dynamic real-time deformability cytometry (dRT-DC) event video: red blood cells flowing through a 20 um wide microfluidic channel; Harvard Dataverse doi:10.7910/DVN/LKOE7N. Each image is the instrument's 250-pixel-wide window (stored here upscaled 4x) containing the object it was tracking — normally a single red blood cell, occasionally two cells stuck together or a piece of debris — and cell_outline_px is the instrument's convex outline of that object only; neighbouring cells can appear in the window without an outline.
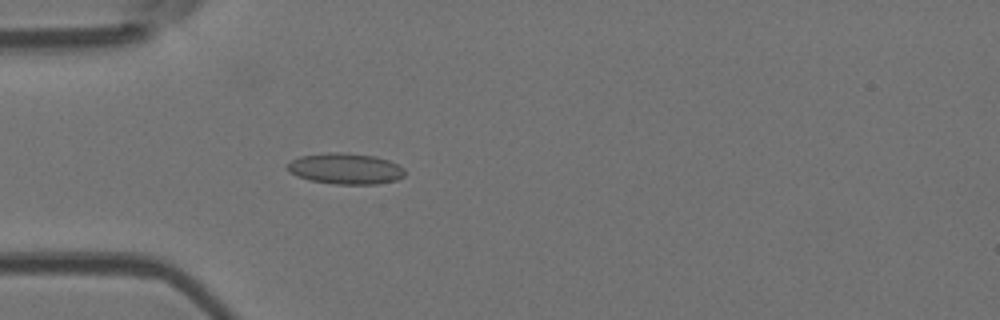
{"species": "Egyptian fruit bat (a non-hibernating species)", "species_latin": "Rousettus aegyptiacus", "temperature_condition": "room temperature", "stored_images_in_passage": 4, "camera_frame_rate_fps": 3000, "um_per_image_px": 0.085, "animal": {"sex": "female"}, "frame": {"image": 1, "passage_image": 4, "time_ms": 4.333, "image_size_px": [1000, 320], "cell_outline_px": [[404, 176], [396, 180], [376, 184], [336, 184], [308, 180], [296, 176], [288, 172], [284, 168], [284, 164], [300, 156], [328, 152], [348, 152], [376, 156], [388, 160], [404, 168]], "centroid_in_image_um": [29.3, 14.33], "position_along_channel_um": 55.7, "area_um2": 21.56}}